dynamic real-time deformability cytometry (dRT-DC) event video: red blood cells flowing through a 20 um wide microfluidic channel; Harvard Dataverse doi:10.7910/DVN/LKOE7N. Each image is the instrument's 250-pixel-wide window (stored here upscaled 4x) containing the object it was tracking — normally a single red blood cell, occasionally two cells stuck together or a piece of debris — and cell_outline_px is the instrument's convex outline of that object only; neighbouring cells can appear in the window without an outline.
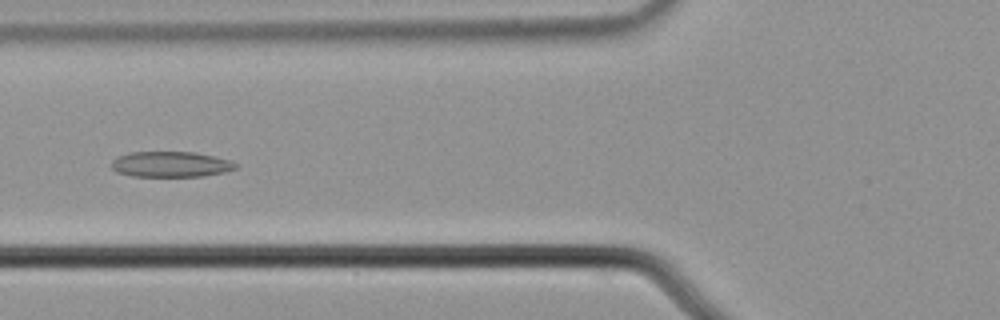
{"species": "common noctule bat (a hibernating species)", "species_latin": "Nyctalus noctula", "temperature_condition": "cold", "stored_images_in_passage": 8, "camera_frame_rate_fps": 3000, "um_per_image_px": 0.085, "animal": {"sex": "male", "body_mass_g": 21.5, "forearm_length_mm": 52.0}, "frame": {"image": 1, "passage_image": 6, "time_ms": 1.667, "image_size_px": [1000, 320], "cell_outline_px": [[240, 164], [236, 168], [224, 172], [204, 176], [132, 176], [116, 172], [112, 168], [112, 160], [116, 156], [132, 152], [196, 152], [232, 160]], "centroid_in_image_um": [14.54, 13.96], "position_along_channel_um": 111.3, "area_um2": 18.67}}
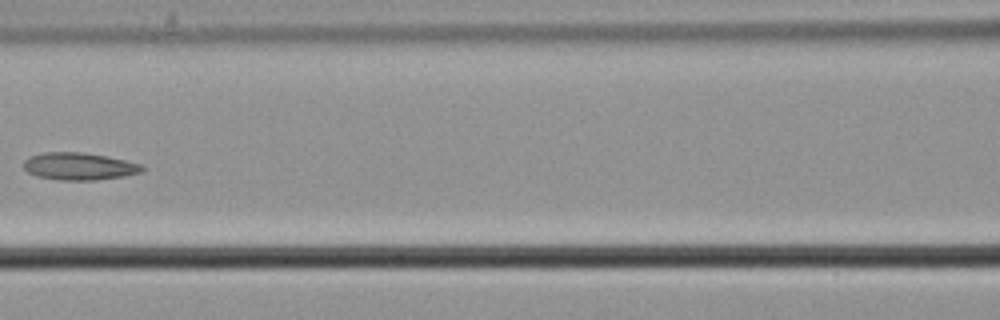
{"frame": {"image": 2, "passage_image": 7, "time_ms": 2.0, "image_size_px": [1000, 320], "cell_outline_px": [[144, 172], [124, 176], [96, 180], [56, 180], [36, 176], [28, 172], [24, 168], [24, 160], [32, 156], [44, 152], [80, 152], [108, 156], [140, 164], [144, 168]], "centroid_in_image_um": [6.73, 14.14], "position_along_channel_um": 159.9, "area_um2": 18.9}}
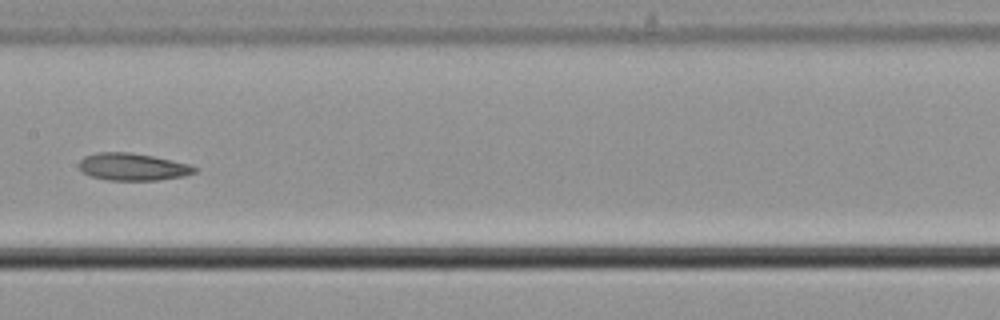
{"frame": {"image": 3, "passage_image": 8, "time_ms": 2.333, "image_size_px": [1000, 320], "cell_outline_px": [[196, 172], [184, 176], [156, 180], [108, 180], [92, 176], [84, 172], [80, 168], [80, 160], [84, 156], [96, 152], [128, 152], [152, 156], [172, 160], [188, 164], [196, 168]], "centroid_in_image_um": [11.27, 14.17], "position_along_channel_um": 196.1, "area_um2": 18.15}}